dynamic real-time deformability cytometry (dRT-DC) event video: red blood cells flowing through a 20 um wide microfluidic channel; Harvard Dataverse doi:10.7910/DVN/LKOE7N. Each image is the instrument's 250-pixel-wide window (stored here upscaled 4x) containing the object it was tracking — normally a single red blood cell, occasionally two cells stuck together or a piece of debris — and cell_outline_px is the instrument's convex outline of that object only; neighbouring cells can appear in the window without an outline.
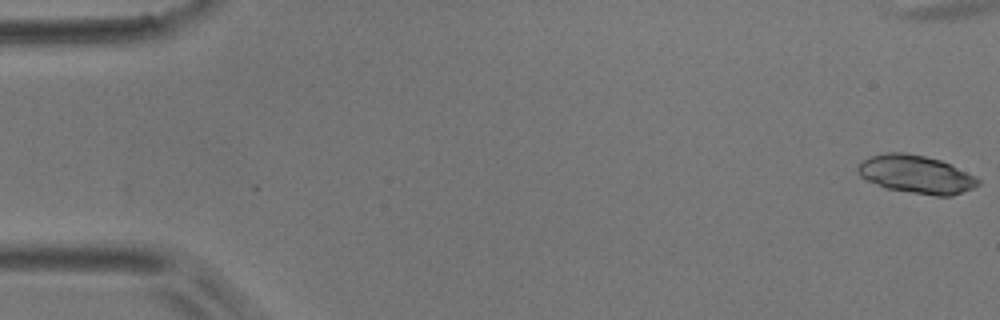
{"species": "common noctule bat (a hibernating species)", "species_latin": "Nyctalus noctula", "temperature_condition": "room temperature", "stored_images_in_passage": 4, "camera_frame_rate_fps": 3000, "um_per_image_px": 0.085, "animal": {"sex": "male", "body_mass_g": 17.9}, "frame": {"image": 1, "passage_image": 1, "time_ms": 0.0, "image_size_px": [1000, 320], "cell_outline_px": [[980, 184], [972, 188], [952, 196], [936, 196], [888, 188], [864, 180], [860, 176], [856, 168], [864, 160], [872, 156], [884, 152], [904, 152], [924, 156], [940, 160], [952, 164], [980, 180]], "centroid_in_image_um": [77.86, 14.81], "position_along_channel_um": 7.1, "area_um2": 26.47}}